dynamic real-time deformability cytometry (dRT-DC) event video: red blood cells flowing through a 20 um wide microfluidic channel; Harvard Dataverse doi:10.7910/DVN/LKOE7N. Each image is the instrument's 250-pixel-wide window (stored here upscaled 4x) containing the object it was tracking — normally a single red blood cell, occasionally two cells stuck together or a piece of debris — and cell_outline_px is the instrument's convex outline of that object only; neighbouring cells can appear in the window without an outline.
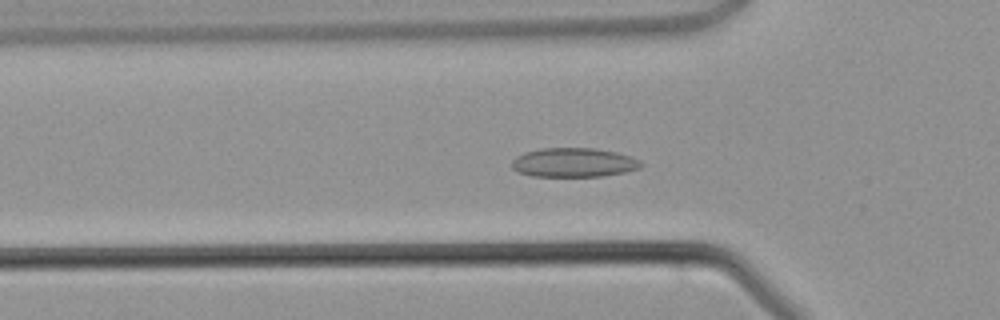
{"species": "common noctule bat (a hibernating species)", "species_latin": "Nyctalus noctula", "temperature_condition": "warm", "stored_images_in_passage": 43, "camera_frame_rate_fps": 3000, "um_per_image_px": 0.085, "animal": {"sex": "male", "body_mass_g": 21.5, "forearm_length_mm": 52.0}, "frame": {"image": 1, "passage_image": 13, "time_ms": 4.0, "image_size_px": [1000, 320], "cell_outline_px": [[644, 164], [640, 168], [624, 172], [604, 176], [532, 176], [520, 172], [512, 168], [512, 160], [516, 156], [524, 152], [540, 148], [596, 148], [616, 152], [640, 160]], "centroid_in_image_um": [48.77, 13.81], "position_along_channel_um": 77.0, "area_um2": 21.96}}
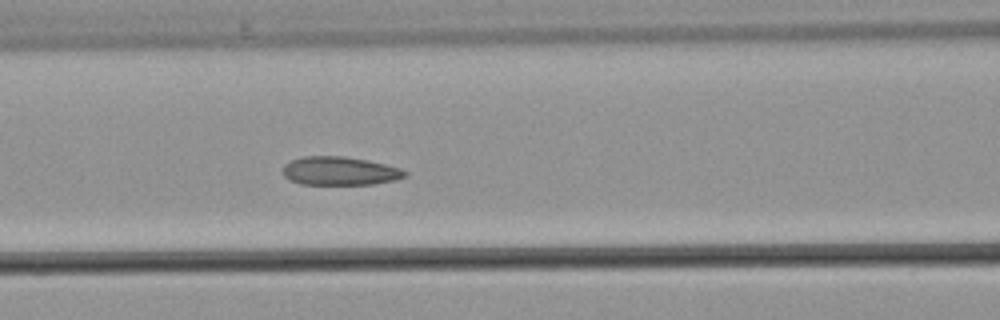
{"frame": {"image": 2, "passage_image": 17, "time_ms": 5.333, "image_size_px": [1000, 320], "cell_outline_px": [[408, 176], [396, 180], [372, 184], [300, 184], [284, 176], [284, 164], [292, 160], [304, 156], [344, 156], [368, 160], [400, 168], [408, 172]], "centroid_in_image_um": [28.92, 14.53], "position_along_channel_um": 137.7, "area_um2": 20.23}}
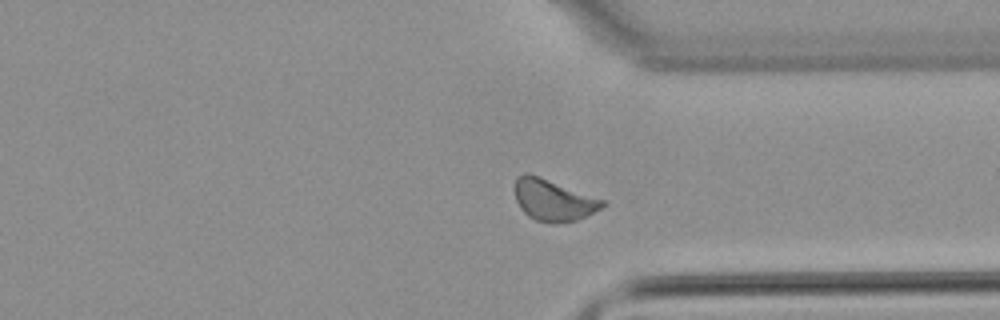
{"frame": {"image": 3, "passage_image": 32, "time_ms": 10.333, "image_size_px": [1000, 320], "cell_outline_px": [[608, 204], [576, 220], [536, 220], [528, 216], [520, 208], [516, 200], [512, 188], [516, 176], [524, 172], [528, 172], [540, 176], [604, 200]], "centroid_in_image_um": [46.95, 16.93], "position_along_channel_um": 364.5, "area_um2": 20.81}}